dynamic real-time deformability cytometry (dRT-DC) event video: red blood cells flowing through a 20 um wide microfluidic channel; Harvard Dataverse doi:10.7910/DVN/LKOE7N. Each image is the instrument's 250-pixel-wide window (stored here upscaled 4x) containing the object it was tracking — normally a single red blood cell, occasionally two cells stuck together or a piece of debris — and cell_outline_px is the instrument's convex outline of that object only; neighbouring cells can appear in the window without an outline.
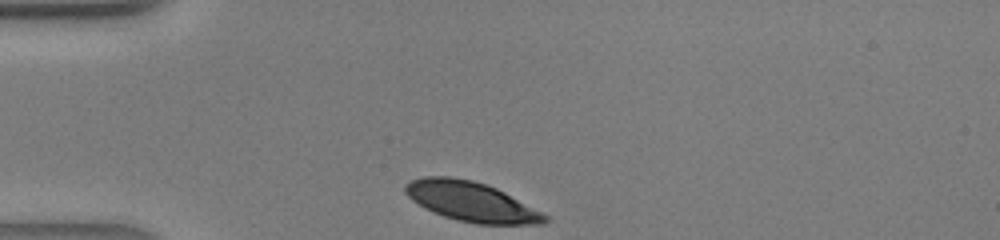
{"species": "human", "species_latin": "Homo sapiens", "temperature_condition": "warm", "stored_images_in_passage": 25, "camera_frame_rate_fps": 3000, "um_per_image_px": 0.085, "donor": {"sex": "male"}, "frame": {"image": 1, "passage_image": 1, "time_ms": 0.0, "image_size_px": [1000, 240], "cell_outline_px": [[548, 220], [544, 224], [476, 224], [456, 220], [444, 216], [424, 208], [412, 200], [404, 192], [404, 184], [412, 180], [424, 176], [448, 176], [472, 180], [488, 184], [544, 212], [548, 216]], "centroid_in_image_um": [40.06, 17.14], "position_along_channel_um": 44.9, "area_um2": 32.43}}
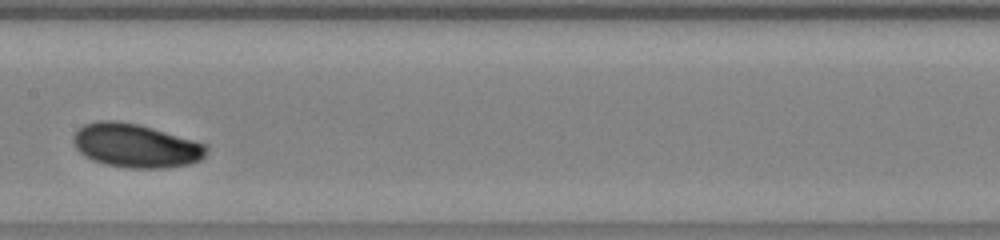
{"frame": {"image": 2, "passage_image": 12, "time_ms": 3.667, "image_size_px": [1000, 240], "cell_outline_px": [[208, 152], [200, 160], [188, 164], [164, 168], [128, 168], [108, 164], [92, 160], [84, 156], [76, 148], [72, 140], [72, 136], [84, 124], [96, 120], [116, 120], [136, 124], [152, 128], [208, 144]], "centroid_in_image_um": [11.54, 12.38], "position_along_channel_um": 195.9, "area_um2": 33.93}}
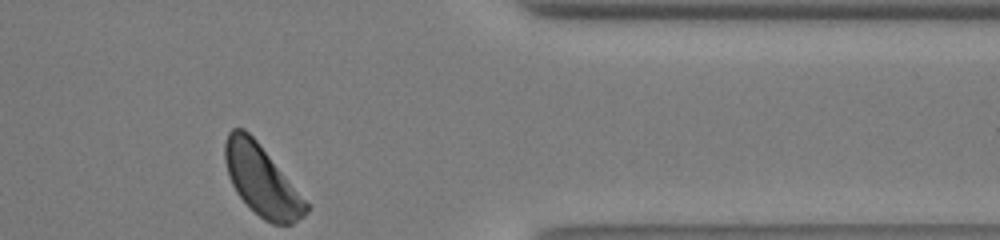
{"frame": {"image": 3, "passage_image": 25, "time_ms": 8.0, "image_size_px": [1000, 240], "cell_outline_px": [[308, 212], [304, 216], [292, 224], [272, 224], [264, 220], [236, 192], [228, 176], [224, 160], [224, 144], [228, 132], [232, 128], [244, 128], [256, 140], [308, 204]], "centroid_in_image_um": [22.2, 15.32], "position_along_channel_um": 389.2, "area_um2": 32.54}}